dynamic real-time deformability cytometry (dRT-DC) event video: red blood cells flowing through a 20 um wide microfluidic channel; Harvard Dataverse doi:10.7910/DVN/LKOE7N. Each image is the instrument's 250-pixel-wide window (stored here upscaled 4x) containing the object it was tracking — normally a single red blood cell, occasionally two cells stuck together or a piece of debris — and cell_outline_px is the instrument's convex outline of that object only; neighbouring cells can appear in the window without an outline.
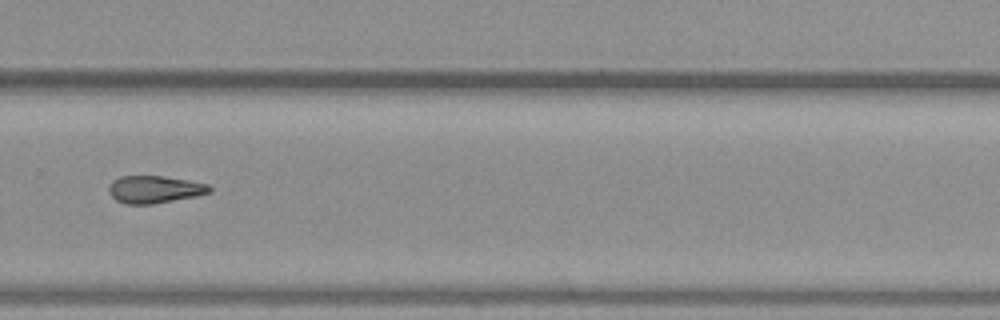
{"species": "common noctule bat (a hibernating species)", "species_latin": "Nyctalus noctula", "temperature_condition": "warm", "stored_images_in_passage": 34, "camera_frame_rate_fps": 3000, "um_per_image_px": 0.085, "animal": {"sex": "female", "body_mass_g": 19.3, "forearm_length_mm": 54.1}, "frame": {"image": 1, "passage_image": 20, "time_ms": 6.333, "image_size_px": [1000, 320], "cell_outline_px": [[212, 192], [196, 196], [152, 204], [128, 204], [116, 200], [108, 192], [108, 188], [112, 180], [120, 176], [164, 176], [188, 180], [208, 184], [212, 188]], "centroid_in_image_um": [13.14, 16.09], "position_along_channel_um": 316.7, "area_um2": 16.13}}